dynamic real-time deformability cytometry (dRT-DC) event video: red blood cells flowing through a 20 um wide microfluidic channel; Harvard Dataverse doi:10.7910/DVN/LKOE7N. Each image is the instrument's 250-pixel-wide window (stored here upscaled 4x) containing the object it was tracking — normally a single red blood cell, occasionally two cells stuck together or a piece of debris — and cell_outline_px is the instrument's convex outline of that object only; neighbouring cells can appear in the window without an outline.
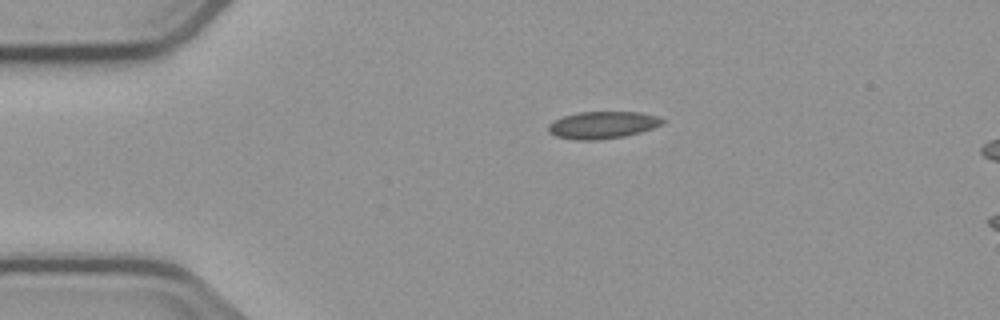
{"species": "common noctule bat (a hibernating species)", "species_latin": "Nyctalus noctula", "temperature_condition": "cold", "stored_images_in_passage": 3, "camera_frame_rate_fps": 3000, "um_per_image_px": 0.085, "animal": {"sex": "male", "body_mass_g": 23.1, "forearm_length_mm": 52.7}, "frame": {"image": 1, "passage_image": 3, "time_ms": 2.333, "image_size_px": [1000, 320], "cell_outline_px": [[664, 124], [640, 132], [624, 136], [600, 140], [576, 140], [556, 136], [548, 132], [548, 124], [564, 116], [580, 112], [640, 112], [656, 116], [664, 120]], "centroid_in_image_um": [51.21, 10.63], "position_along_channel_um": 33.8, "area_um2": 17.98}}